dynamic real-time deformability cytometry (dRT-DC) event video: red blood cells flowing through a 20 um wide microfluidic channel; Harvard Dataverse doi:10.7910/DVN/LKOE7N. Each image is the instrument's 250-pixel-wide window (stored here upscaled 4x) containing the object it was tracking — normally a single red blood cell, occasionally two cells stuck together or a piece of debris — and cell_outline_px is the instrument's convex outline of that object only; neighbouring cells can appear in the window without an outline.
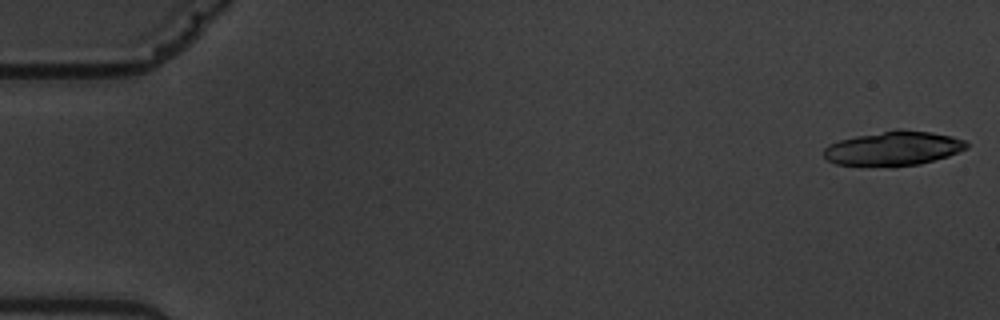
{"species": "common noctule bat (a hibernating species)", "species_latin": "Nyctalus noctula", "temperature_condition": "warm", "stored_images_in_passage": 56, "camera_frame_rate_fps": 3000, "um_per_image_px": 0.085, "animal": {"sex": "male", "body_mass_g": 19.5, "forearm_length_mm": 54.6}, "frame": {"image": 1, "passage_image": 1, "time_ms": 0.0, "image_size_px": [1000, 320], "cell_outline_px": [[968, 148], [948, 156], [920, 164], [892, 168], [836, 164], [828, 160], [824, 156], [824, 148], [840, 140], [856, 136], [896, 128], [900, 128], [932, 132], [952, 136], [964, 140], [968, 144]], "centroid_in_image_um": [75.96, 12.62], "position_along_channel_um": 9.0, "area_um2": 29.07}}
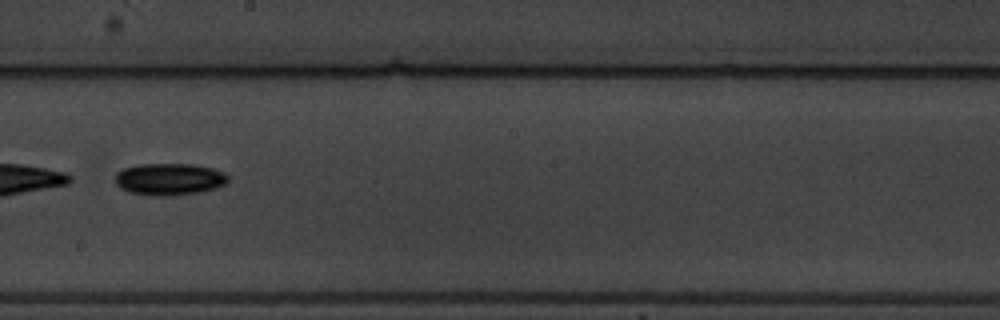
{"frame": {"image": 2, "passage_image": 33, "time_ms": 10.667, "image_size_px": [1000, 320], "cell_outline_px": [[228, 180], [224, 184], [216, 188], [200, 192], [168, 196], [156, 196], [128, 192], [120, 188], [116, 184], [116, 172], [124, 168], [140, 164], [192, 164], [212, 168], [224, 172], [228, 176]], "centroid_in_image_um": [14.38, 15.23], "position_along_channel_um": 233.8, "area_um2": 21.04}, "authors_computed_cell_mechanics": {"area_um2": 29.0156, "velocity_mm_per_s": 3.533, "shape_relaxation_time_tau1_ms": 2.5012, "shape_relaxation_time_tau2_ms": null, "deformation_change_tau1": 0.1148, "deformation_change_tau2": null}}